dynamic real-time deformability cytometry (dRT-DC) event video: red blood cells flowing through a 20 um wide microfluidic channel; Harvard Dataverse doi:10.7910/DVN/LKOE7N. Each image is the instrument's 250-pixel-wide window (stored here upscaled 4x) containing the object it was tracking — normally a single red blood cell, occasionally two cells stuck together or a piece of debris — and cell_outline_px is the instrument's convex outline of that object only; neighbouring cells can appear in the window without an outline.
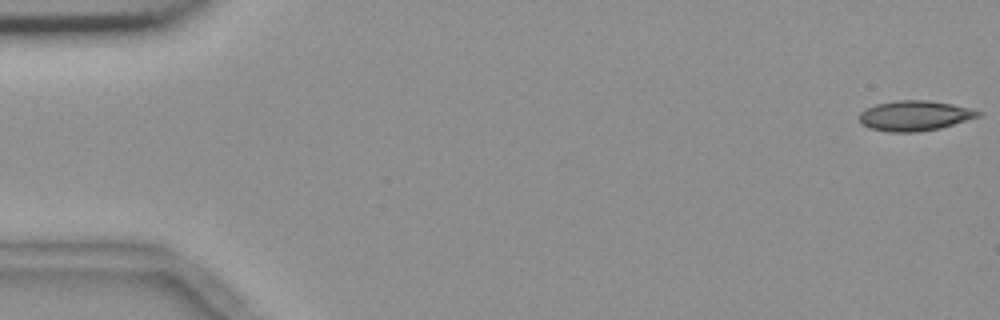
{"species": "common noctule bat (a hibernating species)", "species_latin": "Nyctalus noctula", "temperature_condition": "room temperature", "stored_images_in_passage": 55, "camera_frame_rate_fps": 3000, "um_per_image_px": 0.085, "animal": {"sex": "female", "body_mass_g": 18.4}, "frame": {"image": 1, "passage_image": 1, "time_ms": 0.0, "image_size_px": [1000, 320], "cell_outline_px": [[980, 116], [940, 128], [916, 132], [888, 132], [868, 128], [860, 124], [860, 112], [864, 108], [876, 104], [896, 100], [928, 100], [952, 104], [972, 108], [980, 112]], "centroid_in_image_um": [77.7, 9.83], "position_along_channel_um": 7.3, "area_um2": 20.98}}
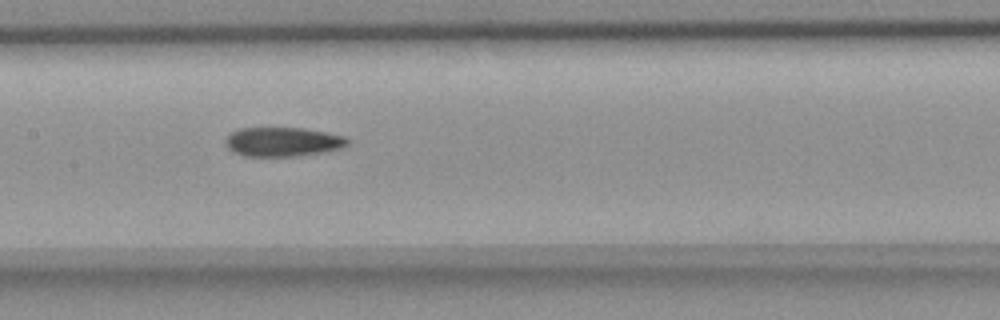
{"frame": {"image": 2, "passage_image": 27, "time_ms": 8.667, "image_size_px": [1000, 320], "cell_outline_px": [[352, 140], [348, 144], [340, 148], [324, 152], [296, 156], [244, 156], [228, 148], [228, 136], [232, 132], [240, 128], [304, 128], [344, 136]], "centroid_in_image_um": [24.1, 12.05], "position_along_channel_um": 183.3, "area_um2": 20.52}}
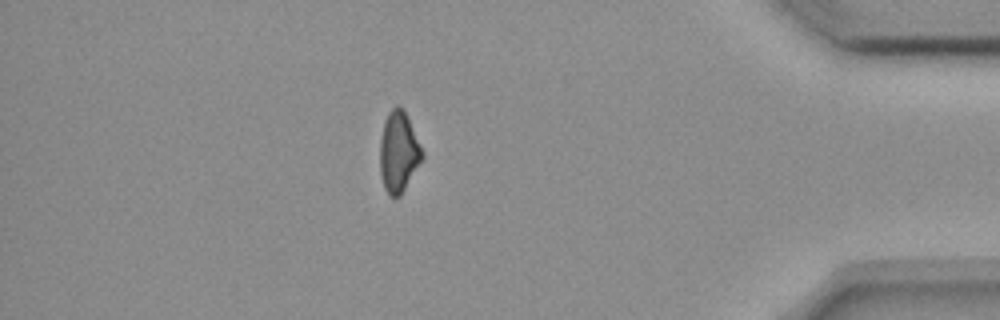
{"frame": {"image": 3, "passage_image": 48, "time_ms": 15.667, "image_size_px": [1000, 320], "cell_outline_px": [[424, 156], [400, 196], [388, 196], [384, 188], [380, 172], [380, 140], [384, 120], [388, 112], [396, 104], [400, 104], [404, 108], [424, 152]], "centroid_in_image_um": [33.88, 12.87], "position_along_channel_um": 401.3, "area_um2": 20.06}}